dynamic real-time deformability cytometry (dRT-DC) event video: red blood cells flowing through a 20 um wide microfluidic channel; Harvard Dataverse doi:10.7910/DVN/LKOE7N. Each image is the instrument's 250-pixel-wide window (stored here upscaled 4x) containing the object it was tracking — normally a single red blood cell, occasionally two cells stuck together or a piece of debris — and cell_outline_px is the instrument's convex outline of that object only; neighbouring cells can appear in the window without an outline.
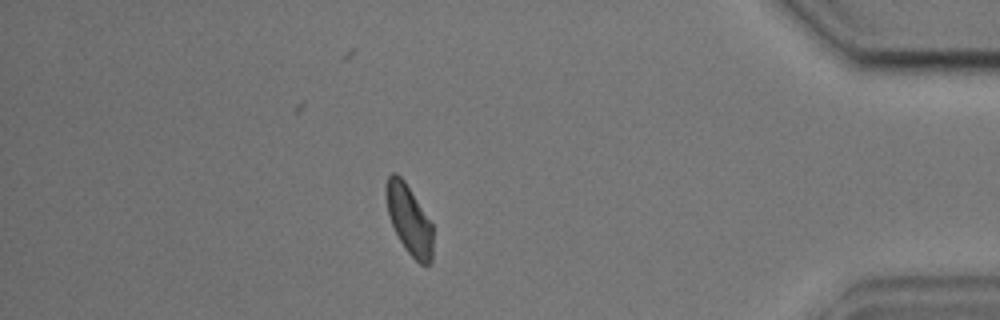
{"species": "common noctule bat (a hibernating species)", "species_latin": "Nyctalus noctula", "temperature_condition": "cold", "stored_images_in_passage": 55, "camera_frame_rate_fps": 3000, "um_per_image_px": 0.085, "animal": {"sex": "male", "body_mass_g": 17.9, "forearm_length_mm": 54.2}, "frame": {"image": 1, "passage_image": 47, "time_ms": 15.333, "image_size_px": [1000, 320], "cell_outline_px": [[432, 260], [428, 264], [420, 264], [404, 248], [388, 216], [384, 192], [384, 188], [388, 176], [392, 172], [396, 172], [404, 180], [432, 224]], "centroid_in_image_um": [34.74, 18.63], "position_along_channel_um": 400.5, "area_um2": 18.84}, "authors_computed_cell_mechanics": {"area_um2": 19.8832, "velocity_mm_per_s": 3.5776, "shape_relaxation_time_tau1_ms": 5.1832, "shape_relaxation_time_tau2_ms": 2.8247, "deformation_change_tau1": 0.1379, "deformation_change_tau2": 0.0857}}